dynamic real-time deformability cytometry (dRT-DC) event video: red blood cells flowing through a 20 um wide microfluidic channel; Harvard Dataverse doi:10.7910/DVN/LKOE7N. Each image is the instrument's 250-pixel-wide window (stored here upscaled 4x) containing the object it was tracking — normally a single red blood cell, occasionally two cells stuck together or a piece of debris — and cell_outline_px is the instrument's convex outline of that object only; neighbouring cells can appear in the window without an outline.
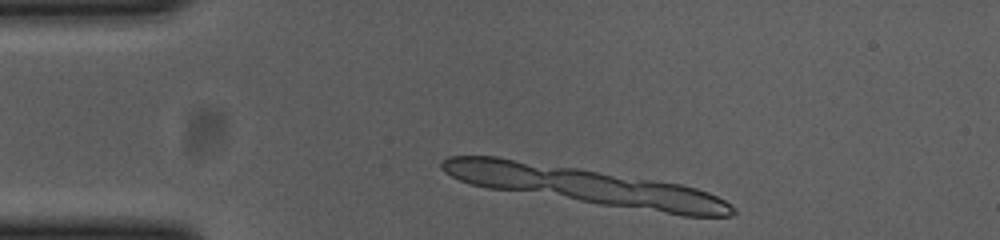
{"species": "common noctule bat (a hibernating species)", "species_latin": "Nyctalus noctula", "temperature_condition": "cold", "stored_images_in_passage": 2, "camera_frame_rate_fps": 3000, "um_per_image_px": 0.085, "animal": {"sex": "female", "body_mass_g": 23.0, "forearm_length_mm": 53.4}, "frame": {"image": 1, "passage_image": 2, "time_ms": 0.333, "image_size_px": [1000, 240], "cell_outline_px": [[732, 212], [724, 216], [692, 216], [672, 212], [648, 204], [640, 184], [676, 184], [692, 188], [704, 192], [728, 204], [732, 208]], "centroid_in_image_um": [58.18, 17.04], "position_along_channel_um": 26.8, "area_um2": 14.39}}